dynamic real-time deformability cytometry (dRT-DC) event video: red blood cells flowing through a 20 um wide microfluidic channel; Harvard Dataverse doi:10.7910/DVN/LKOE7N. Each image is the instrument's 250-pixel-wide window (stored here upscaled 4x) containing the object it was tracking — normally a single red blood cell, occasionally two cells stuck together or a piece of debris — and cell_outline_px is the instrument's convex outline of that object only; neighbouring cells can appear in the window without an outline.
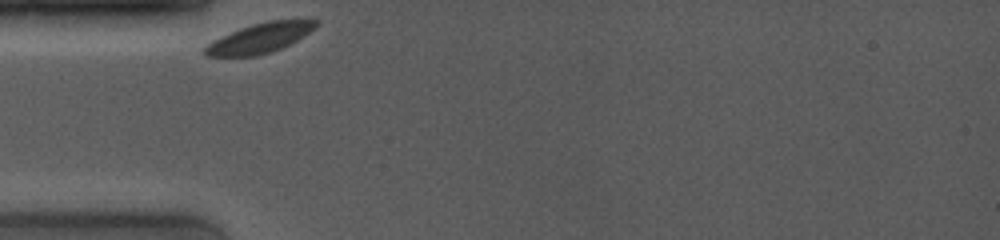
{"species": "common noctule bat (a hibernating species)", "species_latin": "Nyctalus noctula", "temperature_condition": "room temperature", "stored_images_in_passage": 19, "camera_frame_rate_fps": 4000, "um_per_image_px": 0.085, "animal": {"sex": "female", "body_mass_g": 19.0, "forearm_length_mm": 53.3}, "frame": {"image": 1, "passage_image": 1, "time_ms": 0.0, "image_size_px": [1000, 240], "cell_outline_px": [[320, 24], [296, 40], [280, 48], [268, 52], [252, 56], [204, 56], [204, 48], [212, 40], [220, 36], [240, 28], [252, 24], [268, 20], [320, 20]], "centroid_in_image_um": [22.04, 3.22], "position_along_channel_um": 63.0, "area_um2": 18.96}}
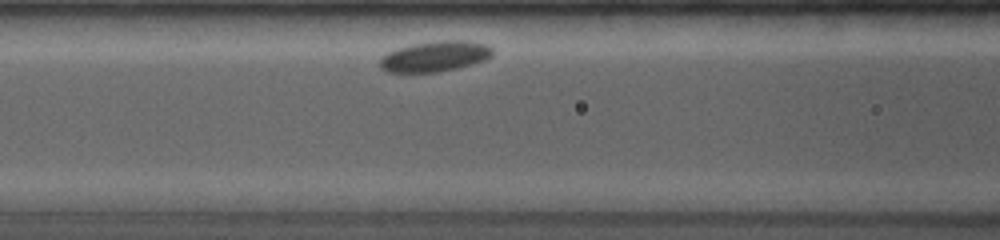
{"frame": {"image": 2, "passage_image": 6, "time_ms": 2.0, "image_size_px": [1000, 240], "cell_outline_px": [[492, 56], [484, 60], [472, 64], [440, 72], [388, 72], [380, 68], [380, 60], [388, 52], [396, 48], [412, 44], [432, 40], [464, 40], [488, 44], [492, 48]], "centroid_in_image_um": [36.98, 4.77], "position_along_channel_um": 129.6, "area_um2": 20.17}}
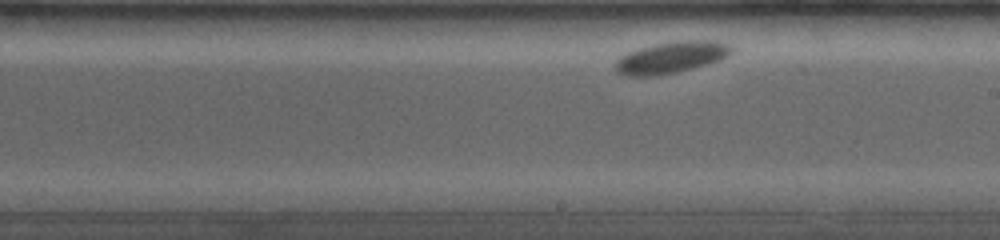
{"frame": {"image": 3, "passage_image": 14, "time_ms": 5.0, "image_size_px": [1000, 240], "cell_outline_px": [[732, 52], [720, 60], [708, 64], [676, 72], [656, 76], [628, 76], [616, 72], [612, 64], [620, 56], [628, 52], [640, 48], [656, 44], [688, 40], [708, 40], [728, 44], [732, 48]], "centroid_in_image_um": [56.99, 4.9], "position_along_channel_um": 232.0, "area_um2": 21.27}}